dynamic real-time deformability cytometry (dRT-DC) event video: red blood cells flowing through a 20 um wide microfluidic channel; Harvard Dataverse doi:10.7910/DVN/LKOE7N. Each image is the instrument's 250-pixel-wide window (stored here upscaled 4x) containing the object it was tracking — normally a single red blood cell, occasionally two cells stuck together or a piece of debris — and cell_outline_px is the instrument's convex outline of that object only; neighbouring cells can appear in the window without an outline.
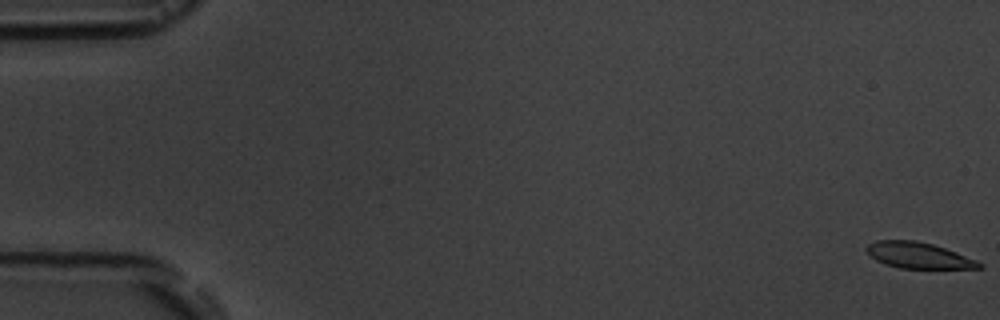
{"species": "common noctule bat (a hibernating species)", "species_latin": "Nyctalus noctula", "temperature_condition": "room temperature", "stored_images_in_passage": 57, "camera_frame_rate_fps": 3000, "um_per_image_px": 0.085, "animal": {"sex": "male", "body_mass_g": 19.5, "forearm_length_mm": 54.6}, "frame": {"image": 1, "passage_image": 1, "time_ms": 0.0, "image_size_px": [1000, 320], "cell_outline_px": [[984, 268], [900, 268], [876, 260], [864, 248], [868, 244], [876, 240], [916, 240], [932, 244], [956, 252], [976, 260], [984, 264]], "centroid_in_image_um": [78.08, 21.7], "position_along_channel_um": 6.9, "area_um2": 16.88}}
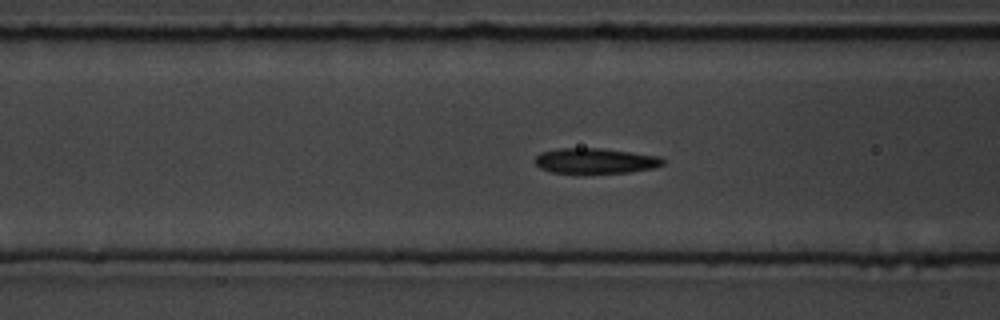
{"frame": {"image": 2, "passage_image": 23, "time_ms": 7.333, "image_size_px": [1000, 320], "cell_outline_px": [[664, 164], [652, 168], [628, 172], [552, 172], [540, 168], [536, 164], [536, 156], [540, 152], [560, 148], [600, 148], [632, 152], [660, 156], [664, 160]], "centroid_in_image_um": [50.61, 13.65], "position_along_channel_um": 116.0, "area_um2": 18.55}}
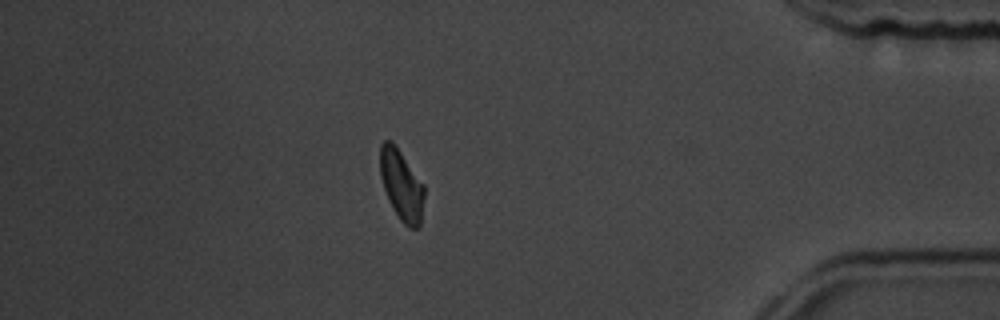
{"frame": {"image": 3, "passage_image": 50, "time_ms": 16.333, "image_size_px": [1000, 320], "cell_outline_px": [[424, 196], [420, 228], [408, 228], [400, 220], [392, 208], [388, 200], [380, 176], [380, 144], [384, 140], [392, 140], [424, 184]], "centroid_in_image_um": [34.12, 15.74], "position_along_channel_um": 401.1, "area_um2": 18.32}, "authors_computed_cell_mechanics": {"area_um2": 18.785, "velocity_mm_per_s": 3.6057, "shape_relaxation_time_tau1_ms": 3.3675, "shape_relaxation_time_tau2_ms": 2.8091, "deformation_change_tau1": 0.1415, "deformation_change_tau2": 0.0847}}